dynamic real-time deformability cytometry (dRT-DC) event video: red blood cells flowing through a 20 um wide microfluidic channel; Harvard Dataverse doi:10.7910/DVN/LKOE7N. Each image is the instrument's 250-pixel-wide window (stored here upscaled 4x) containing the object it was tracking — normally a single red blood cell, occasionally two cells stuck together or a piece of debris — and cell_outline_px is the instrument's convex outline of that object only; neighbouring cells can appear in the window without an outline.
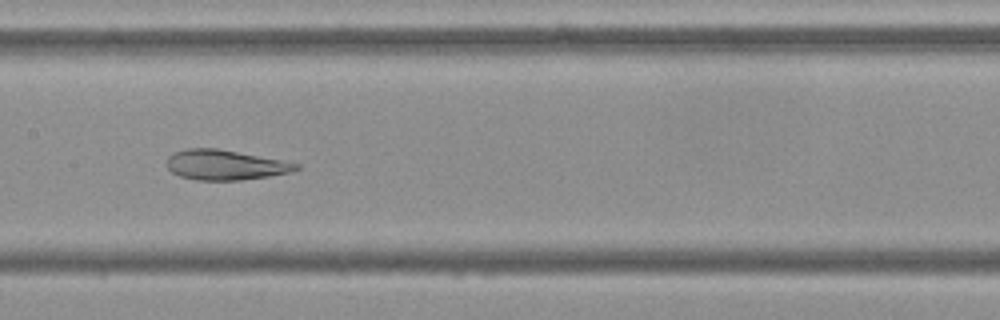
{"species": "Egyptian fruit bat (a non-hibernating species)", "species_latin": "Rousettus aegyptiacus", "temperature_condition": "cold", "stored_images_in_passage": 43, "camera_frame_rate_fps": 3000, "um_per_image_px": 0.085, "frame": {"image": 1, "passage_image": 16, "time_ms": 5.0, "image_size_px": [1000, 320], "cell_outline_px": [[300, 168], [292, 172], [268, 176], [240, 180], [196, 180], [180, 176], [172, 172], [168, 168], [168, 156], [176, 152], [188, 148], [216, 148], [280, 160], [300, 164]], "centroid_in_image_um": [19.14, 14.02], "position_along_channel_um": 188.3, "area_um2": 22.31}}
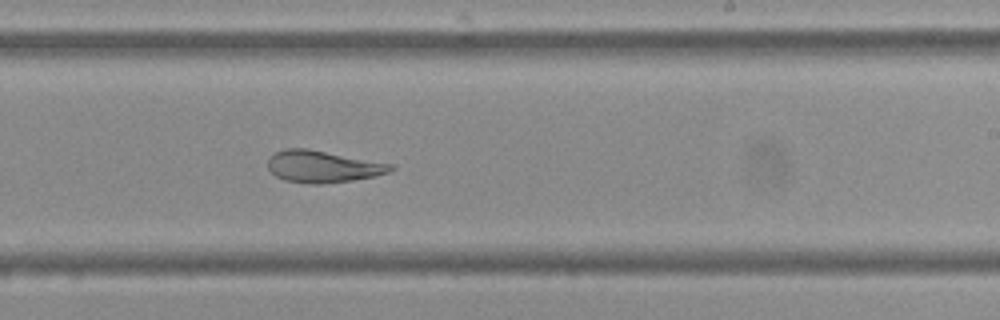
{"frame": {"image": 2, "passage_image": 22, "time_ms": 7.0, "image_size_px": [1000, 320], "cell_outline_px": [[396, 168], [388, 172], [376, 176], [352, 180], [320, 184], [312, 184], [284, 180], [276, 176], [268, 168], [268, 160], [276, 152], [284, 148], [308, 148], [392, 164]], "centroid_in_image_um": [27.44, 14.15], "position_along_channel_um": 261.6, "area_um2": 22.72}}
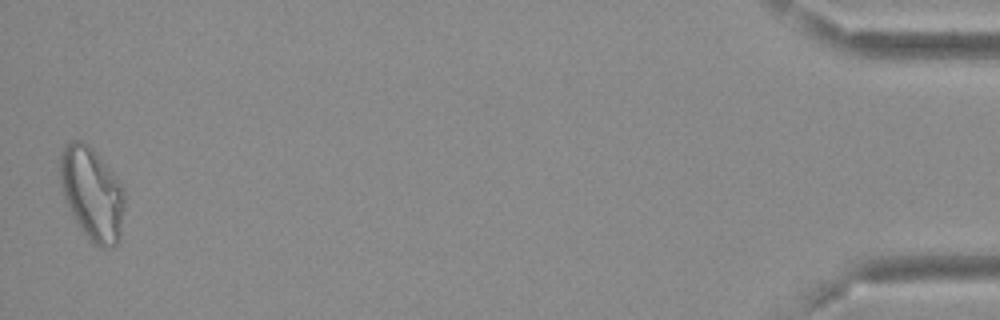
{"frame": {"image": 3, "passage_image": 43, "time_ms": 14.0, "image_size_px": [1000, 320], "cell_outline_px": [[124, 208], [120, 240], [112, 248], [100, 248], [92, 244], [80, 228], [72, 216], [64, 200], [60, 180], [60, 152], [64, 144], [72, 140], [80, 140], [88, 144], [92, 148], [112, 172], [124, 188]], "centroid_in_image_um": [7.81, 16.48], "position_along_channel_um": 427.4, "area_um2": 35.37}, "authors_computed_cell_mechanics": {"area_um2": 25.8944, "velocity_mm_per_s": 3.6815, "shape_relaxation_time_tau1_ms": null, "shape_relaxation_time_tau2_ms": 1.8068, "deformation_change_tau1": null, "deformation_change_tau2": 0.0905}}